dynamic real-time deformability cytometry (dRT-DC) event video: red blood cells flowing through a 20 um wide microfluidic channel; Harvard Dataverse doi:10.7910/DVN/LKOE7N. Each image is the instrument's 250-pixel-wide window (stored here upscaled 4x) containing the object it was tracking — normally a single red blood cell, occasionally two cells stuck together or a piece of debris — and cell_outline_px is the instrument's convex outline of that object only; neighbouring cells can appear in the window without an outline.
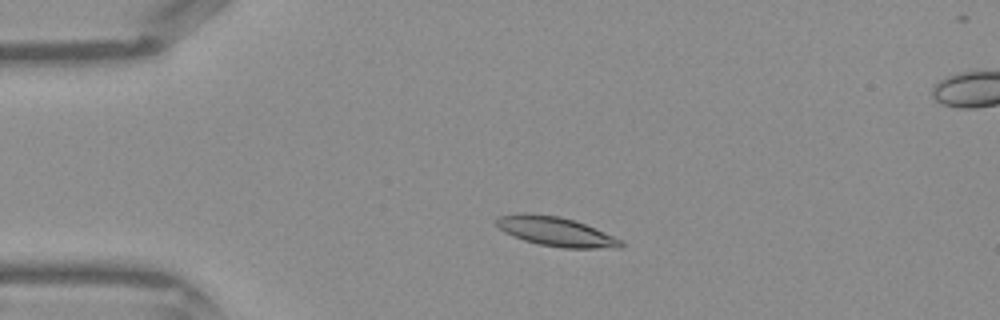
{"species": "Egyptian fruit bat (a non-hibernating species)", "species_latin": "Rousettus aegyptiacus", "temperature_condition": "warm", "stored_images_in_passage": 41, "camera_frame_rate_fps": 3000, "um_per_image_px": 0.085, "frame": {"image": 1, "passage_image": 8, "time_ms": 2.333, "image_size_px": [1000, 320], "cell_outline_px": [[624, 244], [620, 248], [564, 248], [540, 244], [524, 240], [504, 232], [496, 224], [496, 220], [500, 216], [516, 212], [528, 212], [560, 216], [584, 224], [612, 236], [620, 240]], "centroid_in_image_um": [47.19, 19.66], "position_along_channel_um": 37.8, "area_um2": 21.04}}
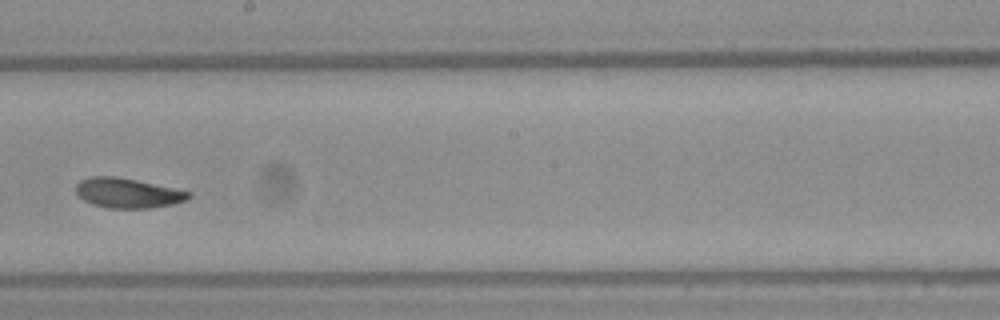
{"frame": {"image": 2, "passage_image": 23, "time_ms": 7.333, "image_size_px": [1000, 320], "cell_outline_px": [[192, 196], [184, 200], [172, 204], [152, 208], [108, 208], [92, 204], [84, 200], [76, 192], [76, 184], [80, 180], [88, 176], [116, 176], [136, 180], [192, 192]], "centroid_in_image_um": [10.83, 16.4], "position_along_channel_um": 237.4, "area_um2": 19.54}}
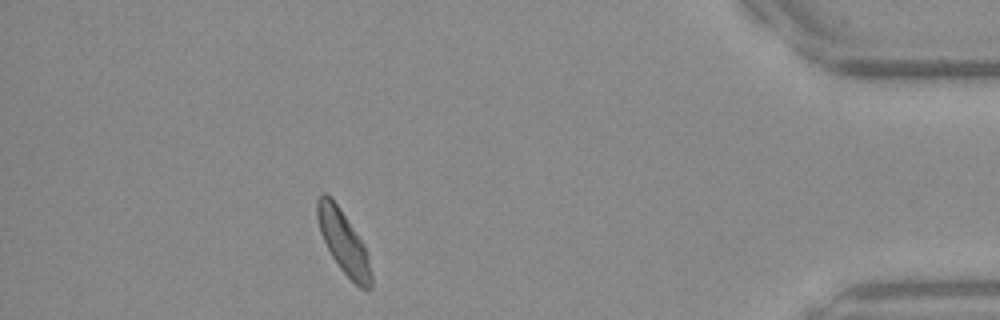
{"frame": {"image": 3, "passage_image": 37, "time_ms": 12.0, "image_size_px": [1000, 320], "cell_outline_px": [[372, 288], [368, 292], [360, 288], [340, 268], [332, 256], [320, 232], [316, 216], [316, 200], [324, 192], [340, 208], [364, 244], [368, 256], [372, 276]], "centroid_in_image_um": [29.21, 20.61], "position_along_channel_um": 406.0, "area_um2": 19.54}}